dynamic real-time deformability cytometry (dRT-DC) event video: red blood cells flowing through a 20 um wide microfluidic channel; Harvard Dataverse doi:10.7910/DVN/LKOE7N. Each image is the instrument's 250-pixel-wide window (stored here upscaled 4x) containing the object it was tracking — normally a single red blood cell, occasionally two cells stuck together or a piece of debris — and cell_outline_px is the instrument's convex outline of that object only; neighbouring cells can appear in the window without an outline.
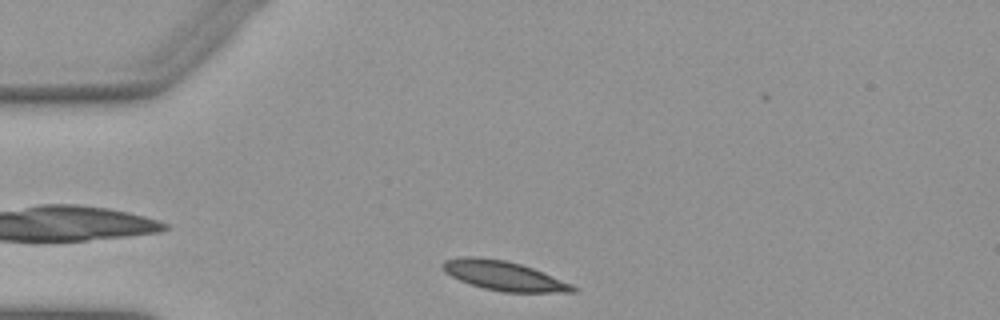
{"species": "Egyptian fruit bat (a non-hibernating species)", "species_latin": "Rousettus aegyptiacus", "temperature_condition": "warm", "stored_images_in_passage": 31, "camera_frame_rate_fps": 3000, "um_per_image_px": 0.085, "animal": {"sex": "female"}, "frame": {"image": 1, "passage_image": 2, "time_ms": 0.333, "image_size_px": [1000, 320], "cell_outline_px": [[580, 288], [576, 292], [504, 292], [484, 288], [468, 284], [444, 272], [444, 260], [460, 256], [480, 256], [504, 260], [520, 264], [532, 268], [572, 284]], "centroid_in_image_um": [42.82, 23.43], "position_along_channel_um": 42.2, "area_um2": 22.25}}
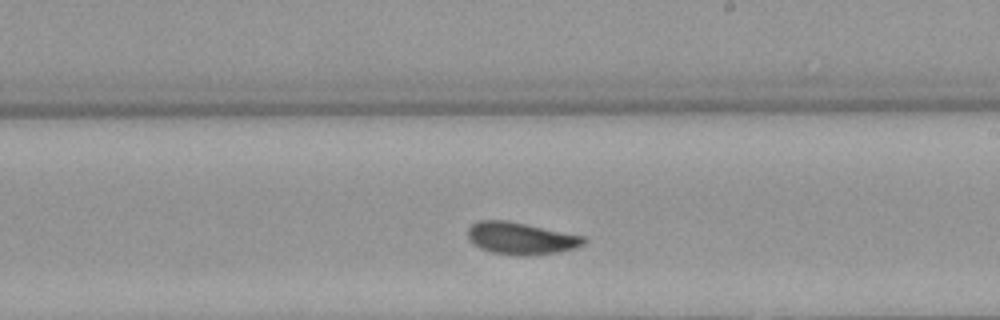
{"frame": {"image": 2, "passage_image": 20, "time_ms": 6.333, "image_size_px": [1000, 320], "cell_outline_px": [[588, 240], [584, 244], [576, 248], [556, 252], [492, 252], [480, 248], [472, 244], [468, 240], [468, 228], [472, 224], [480, 220], [508, 220], [584, 236]], "centroid_in_image_um": [44.26, 20.19], "position_along_channel_um": 244.7, "area_um2": 20.81}}
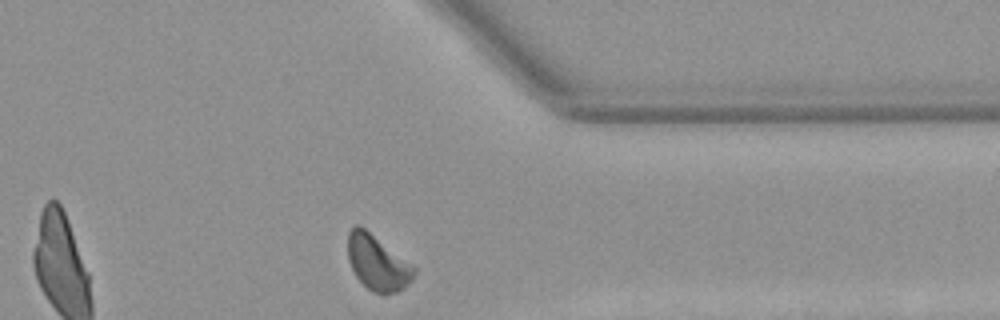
{"frame": {"image": 3, "passage_image": 31, "time_ms": 10.0, "image_size_px": [1000, 320], "cell_outline_px": [[416, 272], [412, 280], [408, 284], [396, 292], [372, 292], [356, 276], [348, 260], [348, 232], [356, 224], [360, 224], [412, 264], [416, 268]], "centroid_in_image_um": [32.08, 22.3], "position_along_channel_um": 379.3, "area_um2": 21.04}, "authors_computed_cell_mechanics": {"area_um2": 21.6172, "velocity_mm_per_s": 3.8506, "shape_relaxation_time_tau1_ms": 2.0746, "shape_relaxation_time_tau2_ms": 3.8496, "deformation_change_tau1": 0.1252, "deformation_change_tau2": 0.0911}}